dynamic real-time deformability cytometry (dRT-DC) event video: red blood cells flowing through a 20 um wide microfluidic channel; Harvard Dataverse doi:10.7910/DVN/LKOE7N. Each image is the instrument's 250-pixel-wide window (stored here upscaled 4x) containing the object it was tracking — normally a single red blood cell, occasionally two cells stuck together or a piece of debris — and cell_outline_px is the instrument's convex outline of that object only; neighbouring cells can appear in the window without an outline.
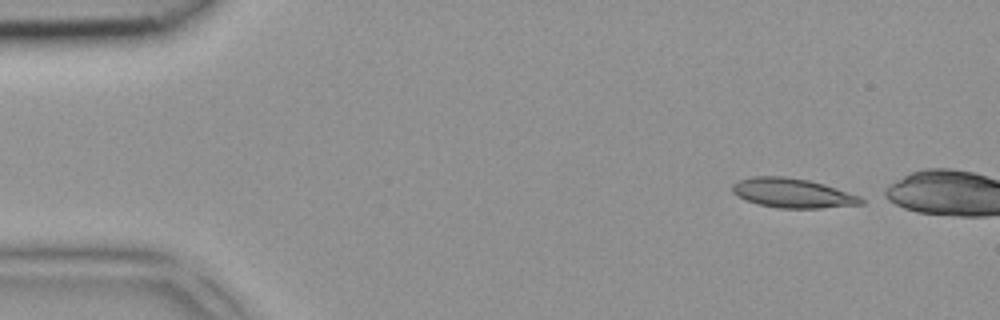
{"species": "common noctule bat (a hibernating species)", "species_latin": "Nyctalus noctula", "temperature_condition": "room temperature", "stored_images_in_passage": 3, "camera_frame_rate_fps": 3000, "um_per_image_px": 0.085, "animal": {"sex": "female", "body_mass_g": 18.4}, "frame": {"image": 1, "passage_image": 1, "time_ms": 0.0, "image_size_px": [1000, 320], "cell_outline_px": [[864, 204], [820, 208], [776, 208], [756, 204], [744, 200], [736, 196], [732, 192], [732, 184], [740, 180], [752, 176], [784, 176], [808, 180], [824, 184], [860, 196], [864, 200]], "centroid_in_image_um": [67.33, 16.42], "position_along_channel_um": 17.7, "area_um2": 22.25}}